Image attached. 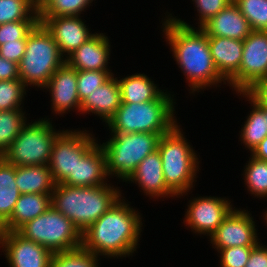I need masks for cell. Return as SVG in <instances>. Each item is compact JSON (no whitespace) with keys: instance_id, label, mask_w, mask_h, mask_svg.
Segmentation results:
<instances>
[{"instance_id":"cell-1","label":"cell","mask_w":267,"mask_h":267,"mask_svg":"<svg viewBox=\"0 0 267 267\" xmlns=\"http://www.w3.org/2000/svg\"><path fill=\"white\" fill-rule=\"evenodd\" d=\"M166 42L176 63L185 75L191 93L227 82L218 73L210 53L208 36L201 28H193L169 14L163 23Z\"/></svg>"},{"instance_id":"cell-2","label":"cell","mask_w":267,"mask_h":267,"mask_svg":"<svg viewBox=\"0 0 267 267\" xmlns=\"http://www.w3.org/2000/svg\"><path fill=\"white\" fill-rule=\"evenodd\" d=\"M125 199H119L82 232L81 247L96 256L126 257L138 247L142 218Z\"/></svg>"},{"instance_id":"cell-3","label":"cell","mask_w":267,"mask_h":267,"mask_svg":"<svg viewBox=\"0 0 267 267\" xmlns=\"http://www.w3.org/2000/svg\"><path fill=\"white\" fill-rule=\"evenodd\" d=\"M110 185L79 187L58 183L51 195V205L82 233L122 198L119 187Z\"/></svg>"},{"instance_id":"cell-4","label":"cell","mask_w":267,"mask_h":267,"mask_svg":"<svg viewBox=\"0 0 267 267\" xmlns=\"http://www.w3.org/2000/svg\"><path fill=\"white\" fill-rule=\"evenodd\" d=\"M173 102V97L166 91L157 100L121 103L106 125L111 133L148 132L162 136L178 124Z\"/></svg>"},{"instance_id":"cell-5","label":"cell","mask_w":267,"mask_h":267,"mask_svg":"<svg viewBox=\"0 0 267 267\" xmlns=\"http://www.w3.org/2000/svg\"><path fill=\"white\" fill-rule=\"evenodd\" d=\"M157 150L162 159L163 176L167 188L176 196L192 190L199 162L196 152L185 139L178 124L161 136ZM185 193V194H184Z\"/></svg>"},{"instance_id":"cell-6","label":"cell","mask_w":267,"mask_h":267,"mask_svg":"<svg viewBox=\"0 0 267 267\" xmlns=\"http://www.w3.org/2000/svg\"><path fill=\"white\" fill-rule=\"evenodd\" d=\"M64 63L51 33L38 22L27 35L25 53L18 64L19 79L27 88L29 85L43 88Z\"/></svg>"},{"instance_id":"cell-7","label":"cell","mask_w":267,"mask_h":267,"mask_svg":"<svg viewBox=\"0 0 267 267\" xmlns=\"http://www.w3.org/2000/svg\"><path fill=\"white\" fill-rule=\"evenodd\" d=\"M112 138L100 146L106 157L107 175L127 182L138 164L158 148L159 134L148 132L112 133Z\"/></svg>"},{"instance_id":"cell-8","label":"cell","mask_w":267,"mask_h":267,"mask_svg":"<svg viewBox=\"0 0 267 267\" xmlns=\"http://www.w3.org/2000/svg\"><path fill=\"white\" fill-rule=\"evenodd\" d=\"M17 232L28 240L44 246L52 254L81 247L82 233L77 226L52 205Z\"/></svg>"},{"instance_id":"cell-9","label":"cell","mask_w":267,"mask_h":267,"mask_svg":"<svg viewBox=\"0 0 267 267\" xmlns=\"http://www.w3.org/2000/svg\"><path fill=\"white\" fill-rule=\"evenodd\" d=\"M26 123L2 157L15 166L48 165L52 146L61 131L49 118Z\"/></svg>"},{"instance_id":"cell-10","label":"cell","mask_w":267,"mask_h":267,"mask_svg":"<svg viewBox=\"0 0 267 267\" xmlns=\"http://www.w3.org/2000/svg\"><path fill=\"white\" fill-rule=\"evenodd\" d=\"M95 136L87 130H62L52 146L48 167L56 184L62 183L80 159L96 144Z\"/></svg>"},{"instance_id":"cell-11","label":"cell","mask_w":267,"mask_h":267,"mask_svg":"<svg viewBox=\"0 0 267 267\" xmlns=\"http://www.w3.org/2000/svg\"><path fill=\"white\" fill-rule=\"evenodd\" d=\"M267 77V31L253 30L243 40L239 66V93H245Z\"/></svg>"},{"instance_id":"cell-12","label":"cell","mask_w":267,"mask_h":267,"mask_svg":"<svg viewBox=\"0 0 267 267\" xmlns=\"http://www.w3.org/2000/svg\"><path fill=\"white\" fill-rule=\"evenodd\" d=\"M253 220L248 211L234 207L216 231L209 236L213 248L219 251L228 247L256 246L259 238Z\"/></svg>"},{"instance_id":"cell-13","label":"cell","mask_w":267,"mask_h":267,"mask_svg":"<svg viewBox=\"0 0 267 267\" xmlns=\"http://www.w3.org/2000/svg\"><path fill=\"white\" fill-rule=\"evenodd\" d=\"M189 201L184 223L200 235L211 236L233 209L230 200L221 197L203 196Z\"/></svg>"},{"instance_id":"cell-14","label":"cell","mask_w":267,"mask_h":267,"mask_svg":"<svg viewBox=\"0 0 267 267\" xmlns=\"http://www.w3.org/2000/svg\"><path fill=\"white\" fill-rule=\"evenodd\" d=\"M0 247L10 267H50L52 253L17 231H1Z\"/></svg>"},{"instance_id":"cell-15","label":"cell","mask_w":267,"mask_h":267,"mask_svg":"<svg viewBox=\"0 0 267 267\" xmlns=\"http://www.w3.org/2000/svg\"><path fill=\"white\" fill-rule=\"evenodd\" d=\"M41 23L51 33L61 55L66 58L94 35L80 16L45 17Z\"/></svg>"},{"instance_id":"cell-16","label":"cell","mask_w":267,"mask_h":267,"mask_svg":"<svg viewBox=\"0 0 267 267\" xmlns=\"http://www.w3.org/2000/svg\"><path fill=\"white\" fill-rule=\"evenodd\" d=\"M213 63L220 76L239 94V66L243 41L233 38L208 37Z\"/></svg>"},{"instance_id":"cell-17","label":"cell","mask_w":267,"mask_h":267,"mask_svg":"<svg viewBox=\"0 0 267 267\" xmlns=\"http://www.w3.org/2000/svg\"><path fill=\"white\" fill-rule=\"evenodd\" d=\"M42 89L51 93V107L55 114H63L76 108L80 112L81 101L77 92V70L66 62L51 76Z\"/></svg>"},{"instance_id":"cell-18","label":"cell","mask_w":267,"mask_h":267,"mask_svg":"<svg viewBox=\"0 0 267 267\" xmlns=\"http://www.w3.org/2000/svg\"><path fill=\"white\" fill-rule=\"evenodd\" d=\"M106 157L98 142L77 162L74 175L62 183L68 186L94 187L107 184Z\"/></svg>"},{"instance_id":"cell-19","label":"cell","mask_w":267,"mask_h":267,"mask_svg":"<svg viewBox=\"0 0 267 267\" xmlns=\"http://www.w3.org/2000/svg\"><path fill=\"white\" fill-rule=\"evenodd\" d=\"M109 55L108 37L95 32L90 39L65 58V62L76 70L111 71L107 67Z\"/></svg>"},{"instance_id":"cell-20","label":"cell","mask_w":267,"mask_h":267,"mask_svg":"<svg viewBox=\"0 0 267 267\" xmlns=\"http://www.w3.org/2000/svg\"><path fill=\"white\" fill-rule=\"evenodd\" d=\"M128 182H135L149 197H175L167 188L163 170L162 159L158 150L147 155L137 166L135 172L129 177Z\"/></svg>"},{"instance_id":"cell-21","label":"cell","mask_w":267,"mask_h":267,"mask_svg":"<svg viewBox=\"0 0 267 267\" xmlns=\"http://www.w3.org/2000/svg\"><path fill=\"white\" fill-rule=\"evenodd\" d=\"M201 29L208 37L233 38L242 41L253 31L234 2L212 17Z\"/></svg>"},{"instance_id":"cell-22","label":"cell","mask_w":267,"mask_h":267,"mask_svg":"<svg viewBox=\"0 0 267 267\" xmlns=\"http://www.w3.org/2000/svg\"><path fill=\"white\" fill-rule=\"evenodd\" d=\"M121 93L117 77L114 74L92 94L81 102L80 112L93 113L100 116L105 124L113 117L121 105Z\"/></svg>"},{"instance_id":"cell-23","label":"cell","mask_w":267,"mask_h":267,"mask_svg":"<svg viewBox=\"0 0 267 267\" xmlns=\"http://www.w3.org/2000/svg\"><path fill=\"white\" fill-rule=\"evenodd\" d=\"M51 206V194H20L11 217L1 231H17L28 221L44 213Z\"/></svg>"},{"instance_id":"cell-24","label":"cell","mask_w":267,"mask_h":267,"mask_svg":"<svg viewBox=\"0 0 267 267\" xmlns=\"http://www.w3.org/2000/svg\"><path fill=\"white\" fill-rule=\"evenodd\" d=\"M15 183L20 194H51L55 181L48 165L15 166Z\"/></svg>"},{"instance_id":"cell-25","label":"cell","mask_w":267,"mask_h":267,"mask_svg":"<svg viewBox=\"0 0 267 267\" xmlns=\"http://www.w3.org/2000/svg\"><path fill=\"white\" fill-rule=\"evenodd\" d=\"M122 103H144L157 100L165 90H160L154 81L141 73L118 80Z\"/></svg>"},{"instance_id":"cell-26","label":"cell","mask_w":267,"mask_h":267,"mask_svg":"<svg viewBox=\"0 0 267 267\" xmlns=\"http://www.w3.org/2000/svg\"><path fill=\"white\" fill-rule=\"evenodd\" d=\"M241 94L243 98L245 97L247 101H250L252 110L244 122L239 138L245 147L252 152L267 136V109L260 106L247 92L240 93V96Z\"/></svg>"},{"instance_id":"cell-27","label":"cell","mask_w":267,"mask_h":267,"mask_svg":"<svg viewBox=\"0 0 267 267\" xmlns=\"http://www.w3.org/2000/svg\"><path fill=\"white\" fill-rule=\"evenodd\" d=\"M20 192L15 183V165L0 156V222L4 224L12 215Z\"/></svg>"},{"instance_id":"cell-28","label":"cell","mask_w":267,"mask_h":267,"mask_svg":"<svg viewBox=\"0 0 267 267\" xmlns=\"http://www.w3.org/2000/svg\"><path fill=\"white\" fill-rule=\"evenodd\" d=\"M13 21H39L38 6L31 0H0V25Z\"/></svg>"},{"instance_id":"cell-29","label":"cell","mask_w":267,"mask_h":267,"mask_svg":"<svg viewBox=\"0 0 267 267\" xmlns=\"http://www.w3.org/2000/svg\"><path fill=\"white\" fill-rule=\"evenodd\" d=\"M23 109L0 111V156L9 148L13 140L26 125Z\"/></svg>"},{"instance_id":"cell-30","label":"cell","mask_w":267,"mask_h":267,"mask_svg":"<svg viewBox=\"0 0 267 267\" xmlns=\"http://www.w3.org/2000/svg\"><path fill=\"white\" fill-rule=\"evenodd\" d=\"M93 0H44L38 7L39 22L45 17L80 16Z\"/></svg>"},{"instance_id":"cell-31","label":"cell","mask_w":267,"mask_h":267,"mask_svg":"<svg viewBox=\"0 0 267 267\" xmlns=\"http://www.w3.org/2000/svg\"><path fill=\"white\" fill-rule=\"evenodd\" d=\"M252 156L245 165V184L248 191L255 197L267 198V161Z\"/></svg>"},{"instance_id":"cell-32","label":"cell","mask_w":267,"mask_h":267,"mask_svg":"<svg viewBox=\"0 0 267 267\" xmlns=\"http://www.w3.org/2000/svg\"><path fill=\"white\" fill-rule=\"evenodd\" d=\"M98 256L82 247L75 250L54 253L50 267H98Z\"/></svg>"},{"instance_id":"cell-33","label":"cell","mask_w":267,"mask_h":267,"mask_svg":"<svg viewBox=\"0 0 267 267\" xmlns=\"http://www.w3.org/2000/svg\"><path fill=\"white\" fill-rule=\"evenodd\" d=\"M252 30L267 31V0H233Z\"/></svg>"},{"instance_id":"cell-34","label":"cell","mask_w":267,"mask_h":267,"mask_svg":"<svg viewBox=\"0 0 267 267\" xmlns=\"http://www.w3.org/2000/svg\"><path fill=\"white\" fill-rule=\"evenodd\" d=\"M25 87L20 79L0 81V111L22 109Z\"/></svg>"},{"instance_id":"cell-35","label":"cell","mask_w":267,"mask_h":267,"mask_svg":"<svg viewBox=\"0 0 267 267\" xmlns=\"http://www.w3.org/2000/svg\"><path fill=\"white\" fill-rule=\"evenodd\" d=\"M112 75L110 71L77 70V92L80 101L92 94Z\"/></svg>"},{"instance_id":"cell-36","label":"cell","mask_w":267,"mask_h":267,"mask_svg":"<svg viewBox=\"0 0 267 267\" xmlns=\"http://www.w3.org/2000/svg\"><path fill=\"white\" fill-rule=\"evenodd\" d=\"M39 21H13L0 25V46L11 41L26 39Z\"/></svg>"},{"instance_id":"cell-37","label":"cell","mask_w":267,"mask_h":267,"mask_svg":"<svg viewBox=\"0 0 267 267\" xmlns=\"http://www.w3.org/2000/svg\"><path fill=\"white\" fill-rule=\"evenodd\" d=\"M255 246H237L220 249V267H245Z\"/></svg>"},{"instance_id":"cell-38","label":"cell","mask_w":267,"mask_h":267,"mask_svg":"<svg viewBox=\"0 0 267 267\" xmlns=\"http://www.w3.org/2000/svg\"><path fill=\"white\" fill-rule=\"evenodd\" d=\"M197 8L199 28L227 7L233 0H192Z\"/></svg>"},{"instance_id":"cell-39","label":"cell","mask_w":267,"mask_h":267,"mask_svg":"<svg viewBox=\"0 0 267 267\" xmlns=\"http://www.w3.org/2000/svg\"><path fill=\"white\" fill-rule=\"evenodd\" d=\"M26 43L27 38L18 41L7 42L0 46V55L9 61L19 64L25 53Z\"/></svg>"},{"instance_id":"cell-40","label":"cell","mask_w":267,"mask_h":267,"mask_svg":"<svg viewBox=\"0 0 267 267\" xmlns=\"http://www.w3.org/2000/svg\"><path fill=\"white\" fill-rule=\"evenodd\" d=\"M245 267H267V246L260 242L251 250Z\"/></svg>"},{"instance_id":"cell-41","label":"cell","mask_w":267,"mask_h":267,"mask_svg":"<svg viewBox=\"0 0 267 267\" xmlns=\"http://www.w3.org/2000/svg\"><path fill=\"white\" fill-rule=\"evenodd\" d=\"M247 93L262 107L267 109V77L258 81Z\"/></svg>"},{"instance_id":"cell-42","label":"cell","mask_w":267,"mask_h":267,"mask_svg":"<svg viewBox=\"0 0 267 267\" xmlns=\"http://www.w3.org/2000/svg\"><path fill=\"white\" fill-rule=\"evenodd\" d=\"M19 79L18 64L0 55V81Z\"/></svg>"},{"instance_id":"cell-43","label":"cell","mask_w":267,"mask_h":267,"mask_svg":"<svg viewBox=\"0 0 267 267\" xmlns=\"http://www.w3.org/2000/svg\"><path fill=\"white\" fill-rule=\"evenodd\" d=\"M251 154L258 159L267 161V136L258 144Z\"/></svg>"},{"instance_id":"cell-44","label":"cell","mask_w":267,"mask_h":267,"mask_svg":"<svg viewBox=\"0 0 267 267\" xmlns=\"http://www.w3.org/2000/svg\"><path fill=\"white\" fill-rule=\"evenodd\" d=\"M32 2H34L38 7L39 5L44 1V0H31Z\"/></svg>"},{"instance_id":"cell-45","label":"cell","mask_w":267,"mask_h":267,"mask_svg":"<svg viewBox=\"0 0 267 267\" xmlns=\"http://www.w3.org/2000/svg\"><path fill=\"white\" fill-rule=\"evenodd\" d=\"M263 217H264V220H266V223H267V211L265 212V215Z\"/></svg>"},{"instance_id":"cell-46","label":"cell","mask_w":267,"mask_h":267,"mask_svg":"<svg viewBox=\"0 0 267 267\" xmlns=\"http://www.w3.org/2000/svg\"><path fill=\"white\" fill-rule=\"evenodd\" d=\"M3 224L0 222V232L2 230Z\"/></svg>"}]
</instances>
